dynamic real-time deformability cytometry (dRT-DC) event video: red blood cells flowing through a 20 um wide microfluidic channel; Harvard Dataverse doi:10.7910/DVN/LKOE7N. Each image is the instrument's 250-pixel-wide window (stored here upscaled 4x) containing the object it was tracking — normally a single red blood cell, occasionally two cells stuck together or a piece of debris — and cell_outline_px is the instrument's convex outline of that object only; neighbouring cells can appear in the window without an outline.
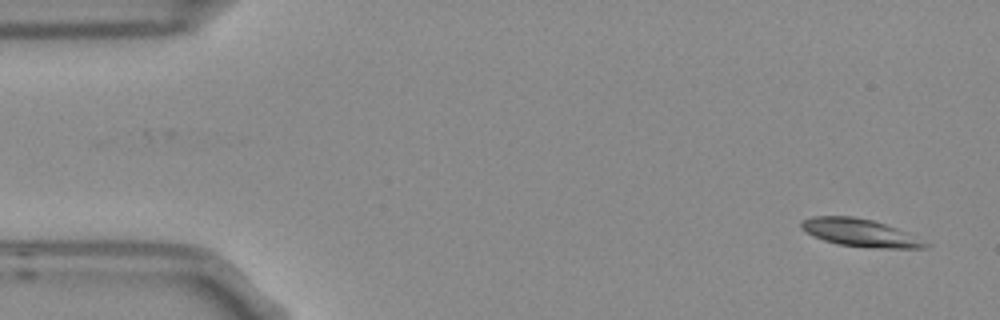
{"species": "Egyptian fruit bat (a non-hibernating species)", "species_latin": "Rousettus aegyptiacus", "temperature_condition": "room temperature", "stored_images_in_passage": 9, "camera_frame_rate_fps": 3000, "um_per_image_px": 0.085, "frame": {"image": 1, "passage_image": 1, "time_ms": 0.0, "image_size_px": [1000, 320], "cell_outline_px": [[932, 244], [924, 248], [880, 248], [836, 244], [824, 240], [800, 228], [800, 224], [804, 220], [812, 216], [852, 216], [872, 220], [908, 232]], "centroid_in_image_um": [73.15, 19.78], "position_along_channel_um": 11.8, "area_um2": 19.83}}
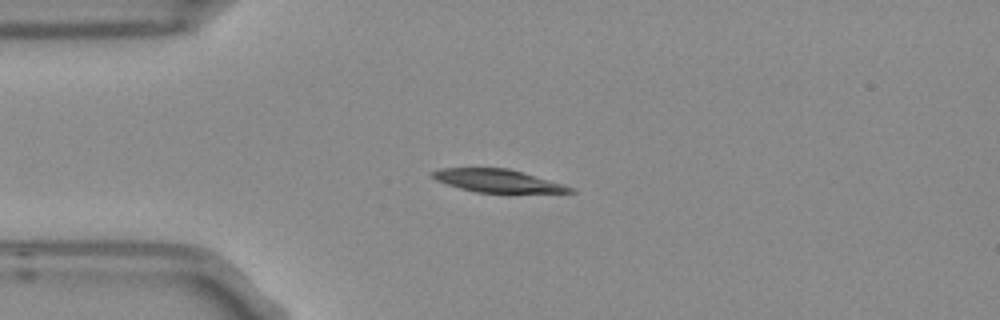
{"frame": {"image": 2, "passage_image": 4, "time_ms": 1.0, "image_size_px": [1000, 320], "cell_outline_px": [[576, 192], [476, 192], [460, 188], [436, 180], [428, 172], [440, 168], [508, 168], [524, 172], [572, 188]], "centroid_in_image_um": [42.2, 15.35], "position_along_channel_um": 42.8, "area_um2": 17.92}}